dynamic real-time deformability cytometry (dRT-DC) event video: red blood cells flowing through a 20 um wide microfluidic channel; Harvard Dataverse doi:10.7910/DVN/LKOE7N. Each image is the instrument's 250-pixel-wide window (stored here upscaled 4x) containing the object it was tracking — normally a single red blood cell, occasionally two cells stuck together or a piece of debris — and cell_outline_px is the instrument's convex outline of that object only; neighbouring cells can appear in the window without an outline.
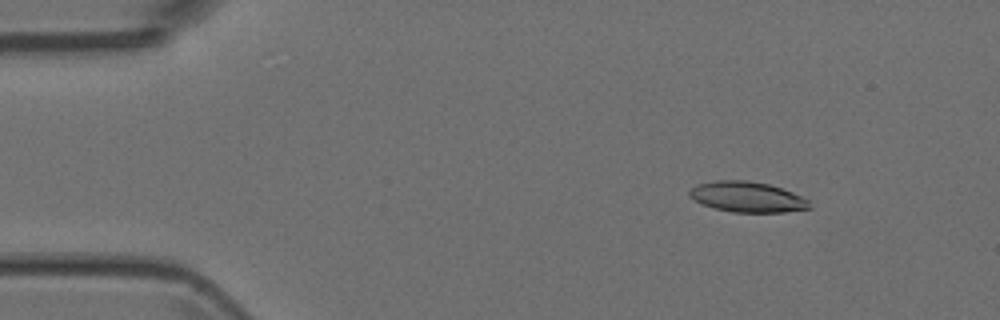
{"species": "Egyptian fruit bat (a non-hibernating species)", "species_latin": "Rousettus aegyptiacus", "temperature_condition": "room temperature", "stored_images_in_passage": 51, "camera_frame_rate_fps": 3000, "um_per_image_px": 0.085, "animal": {"sex": "female"}, "frame": {"image": 1, "passage_image": 7, "time_ms": 2.0, "image_size_px": [1000, 320], "cell_outline_px": [[812, 208], [784, 212], [732, 212], [716, 208], [692, 200], [688, 196], [688, 192], [696, 184], [716, 180], [748, 180], [768, 184], [792, 192], [808, 200]], "centroid_in_image_um": [63.49, 16.73], "position_along_channel_um": 21.5, "area_um2": 21.27}}
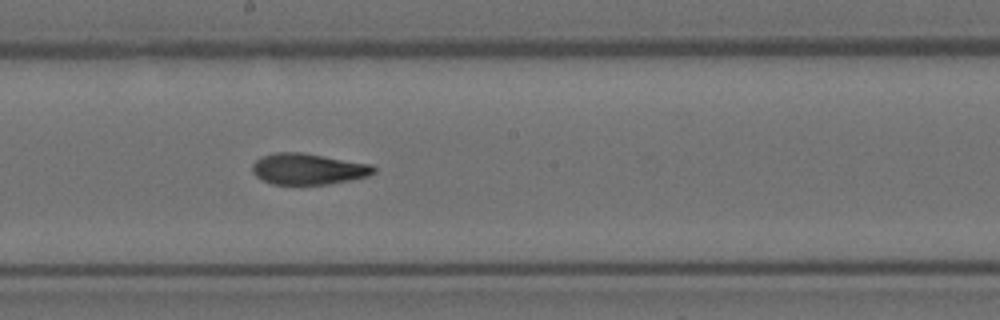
{"frame": {"image": 2, "passage_image": 28, "time_ms": 9.0, "image_size_px": [1000, 320], "cell_outline_px": [[376, 172], [368, 176], [328, 184], [272, 184], [256, 176], [252, 172], [252, 164], [256, 160], [264, 156], [276, 152], [300, 152], [372, 164], [376, 168]], "centroid_in_image_um": [26.2, 14.36], "position_along_channel_um": 222.0, "area_um2": 21.85}}
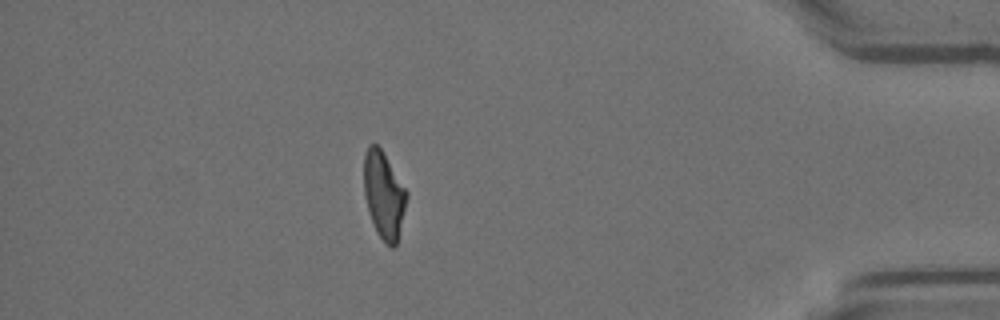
{"frame": {"image": 3, "passage_image": 45, "time_ms": 14.667, "image_size_px": [1000, 320], "cell_outline_px": [[408, 196], [396, 244], [392, 248], [376, 232], [364, 196], [364, 152], [368, 144], [376, 144], [384, 152], [408, 192]], "centroid_in_image_um": [32.62, 16.51], "position_along_channel_um": 402.6, "area_um2": 21.5}}